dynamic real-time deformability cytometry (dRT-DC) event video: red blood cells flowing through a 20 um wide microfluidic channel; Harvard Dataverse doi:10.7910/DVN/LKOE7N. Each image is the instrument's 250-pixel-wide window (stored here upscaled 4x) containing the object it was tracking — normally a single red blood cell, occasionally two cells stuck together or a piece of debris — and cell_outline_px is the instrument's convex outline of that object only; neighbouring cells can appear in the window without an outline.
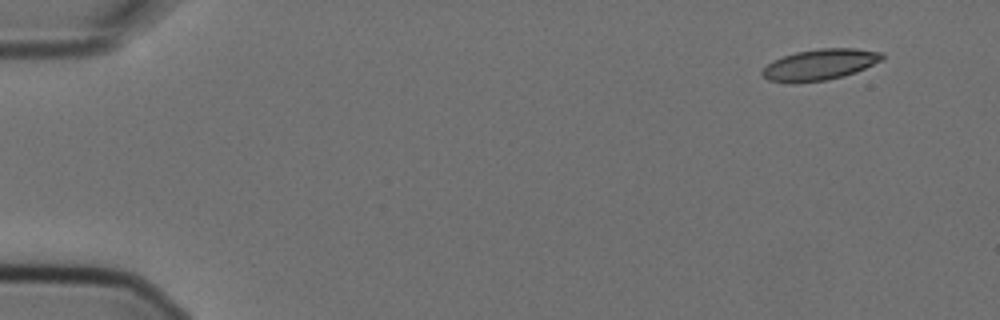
{"species": "Egyptian fruit bat (a non-hibernating species)", "species_latin": "Rousettus aegyptiacus", "temperature_condition": "cold", "stored_images_in_passage": 6, "camera_frame_rate_fps": 3000, "um_per_image_px": 0.085, "animal": {"sex": "female"}, "frame": {"image": 1, "passage_image": 1, "time_ms": 0.0, "image_size_px": [1000, 320], "cell_outline_px": [[884, 56], [880, 60], [856, 72], [828, 80], [768, 80], [760, 72], [772, 60], [796, 52], [820, 48], [852, 48], [884, 52]], "centroid_in_image_um": [69.73, 5.44], "position_along_channel_um": 15.3, "area_um2": 20.81}}
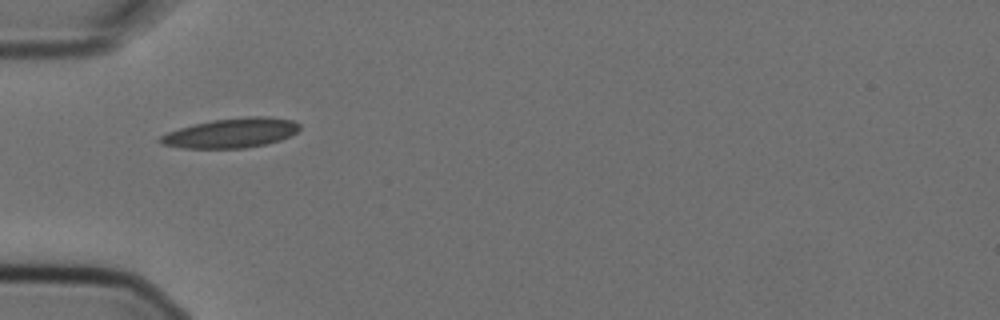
{"frame": {"image": 2, "passage_image": 5, "time_ms": 1.333, "image_size_px": [1000, 320], "cell_outline_px": [[300, 128], [292, 136], [280, 140], [264, 144], [244, 148], [180, 148], [160, 144], [156, 140], [160, 136], [168, 132], [180, 128], [212, 120], [248, 116], [268, 116], [292, 120], [300, 124]], "centroid_in_image_um": [19.65, 11.3], "position_along_channel_um": 65.3, "area_um2": 24.1}}
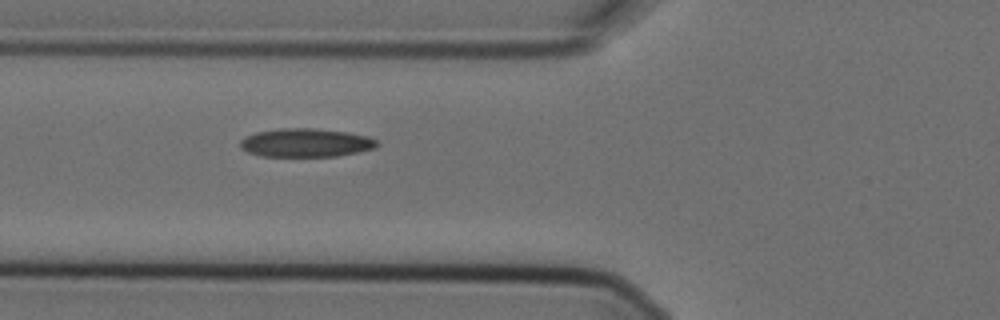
{"frame": {"image": 3, "passage_image": 6, "time_ms": 1.667, "image_size_px": [1000, 320], "cell_outline_px": [[376, 148], [336, 156], [260, 156], [248, 152], [240, 148], [240, 140], [244, 136], [256, 132], [280, 128], [312, 128], [348, 132], [368, 136], [376, 140]], "centroid_in_image_um": [25.95, 12.13], "position_along_channel_um": 99.9, "area_um2": 22.72}}